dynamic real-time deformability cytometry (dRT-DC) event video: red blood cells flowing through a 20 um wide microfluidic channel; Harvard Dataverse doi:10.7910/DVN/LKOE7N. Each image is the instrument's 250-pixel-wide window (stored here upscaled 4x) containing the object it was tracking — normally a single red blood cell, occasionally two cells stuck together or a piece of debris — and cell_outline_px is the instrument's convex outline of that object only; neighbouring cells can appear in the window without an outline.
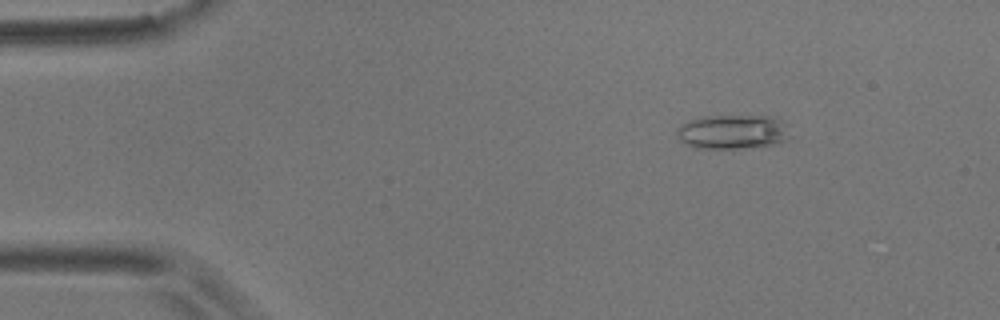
{"species": "common noctule bat (a hibernating species)", "species_latin": "Nyctalus noctula", "temperature_condition": "room temperature", "stored_images_in_passage": 6, "camera_frame_rate_fps": 3000, "um_per_image_px": 0.085, "animal": {"sex": "male", "body_mass_g": 17.9}, "frame": {"image": 1, "passage_image": 3, "time_ms": 0.667, "image_size_px": [1000, 320], "cell_outline_px": [[792, 136], [788, 140], [772, 144], [744, 148], [692, 148], [680, 140], [676, 136], [676, 128], [680, 124], [688, 120], [700, 116], [772, 116], [780, 120], [784, 124]], "centroid_in_image_um": [62.23, 11.2], "position_along_channel_um": 22.8, "area_um2": 22.89}}